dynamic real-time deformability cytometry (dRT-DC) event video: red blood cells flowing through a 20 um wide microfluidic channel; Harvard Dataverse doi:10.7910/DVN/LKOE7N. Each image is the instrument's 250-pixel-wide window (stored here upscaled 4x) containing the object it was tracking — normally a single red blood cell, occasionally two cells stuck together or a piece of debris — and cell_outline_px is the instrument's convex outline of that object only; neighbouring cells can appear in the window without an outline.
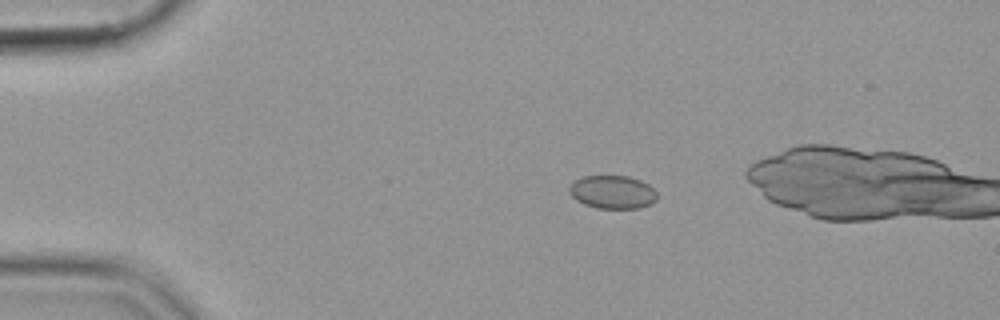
{"species": "common noctule bat (a hibernating species)", "species_latin": "Nyctalus noctula", "temperature_condition": "cold", "stored_images_in_passage": 40, "camera_frame_rate_fps": 3000, "um_per_image_px": 0.085, "animal": {"sex": "female", "body_mass_g": 19.9}, "frame": {"image": 1, "passage_image": 2, "time_ms": 0.333, "image_size_px": [1000, 320], "cell_outline_px": [[656, 200], [652, 204], [640, 208], [596, 208], [584, 204], [576, 200], [568, 192], [568, 188], [572, 180], [584, 176], [628, 176], [640, 180], [648, 184], [656, 192]], "centroid_in_image_um": [52.03, 16.32], "position_along_channel_um": 33.0, "area_um2": 17.17}}
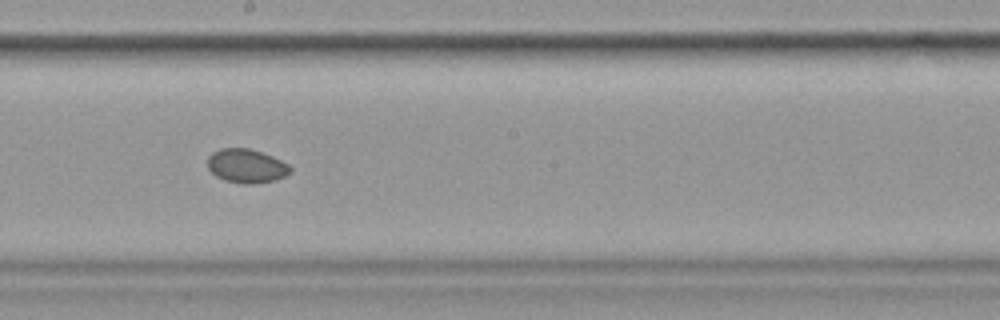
{"frame": {"image": 2, "passage_image": 22, "time_ms": 7.0, "image_size_px": [1000, 320], "cell_outline_px": [[292, 172], [276, 180], [252, 184], [244, 184], [224, 180], [216, 176], [208, 168], [208, 156], [212, 152], [220, 148], [248, 148], [272, 156], [288, 164], [292, 168]], "centroid_in_image_um": [20.95, 14.11], "position_along_channel_um": 227.3, "area_um2": 16.36}}
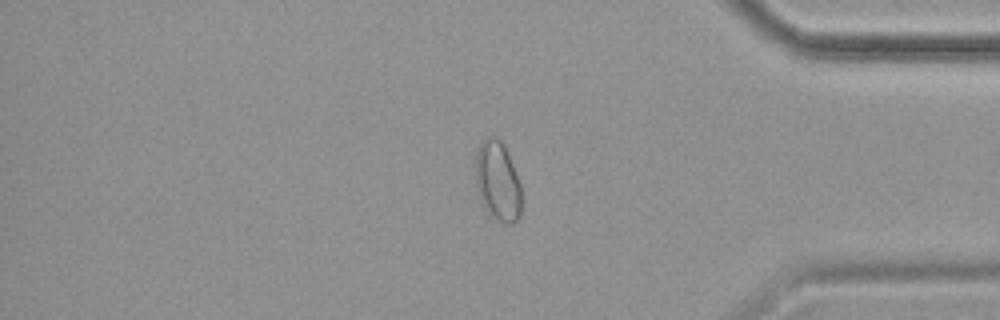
{"frame": {"image": 3, "passage_image": 37, "time_ms": 12.0, "image_size_px": [1000, 320], "cell_outline_px": [[520, 216], [512, 224], [504, 224], [496, 220], [484, 208], [480, 200], [476, 188], [472, 164], [472, 160], [476, 148], [488, 136], [496, 136], [504, 144], [508, 152], [520, 184]], "centroid_in_image_um": [42.23, 15.36], "position_along_channel_um": 393.0, "area_um2": 22.08}}